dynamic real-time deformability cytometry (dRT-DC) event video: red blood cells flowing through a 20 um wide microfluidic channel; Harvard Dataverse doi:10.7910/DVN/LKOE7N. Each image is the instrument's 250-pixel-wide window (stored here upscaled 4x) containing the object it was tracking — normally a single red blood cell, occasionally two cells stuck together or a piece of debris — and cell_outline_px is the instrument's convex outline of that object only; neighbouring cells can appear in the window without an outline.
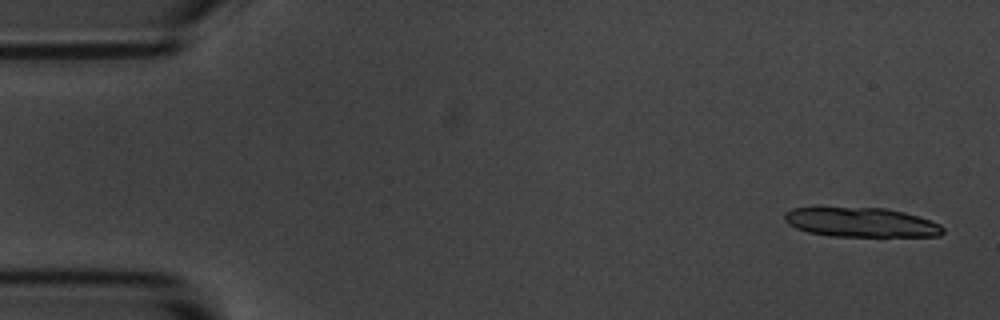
{"species": "common noctule bat (a hibernating species)", "species_latin": "Nyctalus noctula", "temperature_condition": "room temperature", "stored_images_in_passage": 5, "camera_frame_rate_fps": 3000, "um_per_image_px": 0.085, "animal": {"sex": "male", "body_mass_g": 20.1, "forearm_length_mm": 53.5}, "frame": {"image": 1, "passage_image": 1, "time_ms": 0.0, "image_size_px": [1000, 320], "cell_outline_px": [[944, 232], [940, 236], [828, 236], [808, 232], [796, 228], [788, 224], [784, 220], [784, 212], [792, 208], [884, 208], [904, 212], [940, 224], [944, 228]], "centroid_in_image_um": [73.17, 18.91], "position_along_channel_um": 11.8, "area_um2": 26.99}}